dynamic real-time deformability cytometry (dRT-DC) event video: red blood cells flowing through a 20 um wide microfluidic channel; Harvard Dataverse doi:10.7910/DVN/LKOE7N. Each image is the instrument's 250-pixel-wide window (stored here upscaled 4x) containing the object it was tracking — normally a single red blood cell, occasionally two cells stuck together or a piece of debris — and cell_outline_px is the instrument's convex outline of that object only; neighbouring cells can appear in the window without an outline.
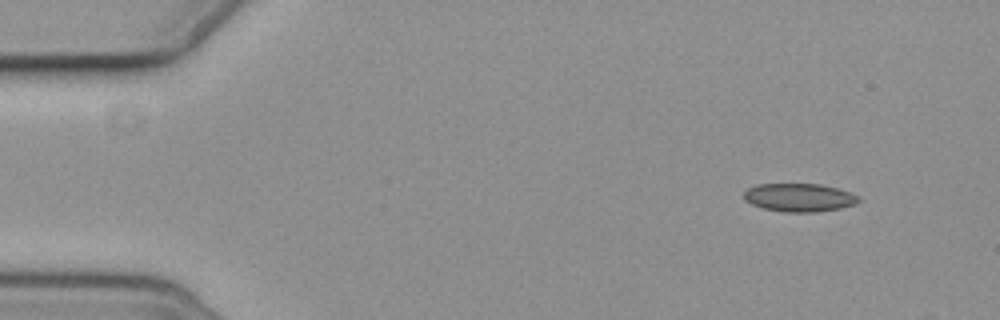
{"species": "common noctule bat (a hibernating species)", "species_latin": "Nyctalus noctula", "temperature_condition": "cold", "stored_images_in_passage": 4, "camera_frame_rate_fps": 3000, "um_per_image_px": 0.085, "animal": {"sex": "female", "body_mass_g": 19.3, "forearm_length_mm": 54.1}, "frame": {"image": 1, "passage_image": 2, "time_ms": 1.0, "image_size_px": [1000, 320], "cell_outline_px": [[860, 200], [856, 204], [840, 208], [816, 212], [784, 212], [764, 208], [752, 204], [744, 200], [744, 192], [748, 188], [756, 184], [820, 184], [852, 192], [860, 196]], "centroid_in_image_um": [67.96, 16.79], "position_along_channel_um": 17.0, "area_um2": 18.96}}